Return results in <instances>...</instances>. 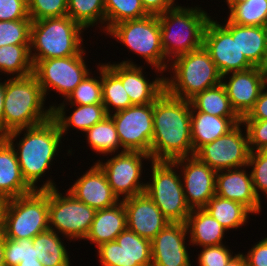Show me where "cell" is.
I'll use <instances>...</instances> for the list:
<instances>
[{"mask_svg": "<svg viewBox=\"0 0 267 266\" xmlns=\"http://www.w3.org/2000/svg\"><path fill=\"white\" fill-rule=\"evenodd\" d=\"M191 138V103L164 91L153 103V161H174L194 156Z\"/></svg>", "mask_w": 267, "mask_h": 266, "instance_id": "1", "label": "cell"}, {"mask_svg": "<svg viewBox=\"0 0 267 266\" xmlns=\"http://www.w3.org/2000/svg\"><path fill=\"white\" fill-rule=\"evenodd\" d=\"M22 132L24 136L19 140V143L15 142V144L14 141L17 140L18 136L20 138ZM62 138L59 127L52 118L40 125L17 129L6 134V141L16 153L21 174L33 190L56 188L51 178L41 187H38L37 184L58 155Z\"/></svg>", "mask_w": 267, "mask_h": 266, "instance_id": "2", "label": "cell"}, {"mask_svg": "<svg viewBox=\"0 0 267 266\" xmlns=\"http://www.w3.org/2000/svg\"><path fill=\"white\" fill-rule=\"evenodd\" d=\"M46 99L33 73L5 80L3 133L49 121L52 118V106L45 109Z\"/></svg>", "mask_w": 267, "mask_h": 266, "instance_id": "3", "label": "cell"}, {"mask_svg": "<svg viewBox=\"0 0 267 266\" xmlns=\"http://www.w3.org/2000/svg\"><path fill=\"white\" fill-rule=\"evenodd\" d=\"M157 16L161 45L168 62L203 46L204 30L211 18L205 10L175 5Z\"/></svg>", "mask_w": 267, "mask_h": 266, "instance_id": "4", "label": "cell"}, {"mask_svg": "<svg viewBox=\"0 0 267 266\" xmlns=\"http://www.w3.org/2000/svg\"><path fill=\"white\" fill-rule=\"evenodd\" d=\"M84 29L67 15L32 21L30 57L33 66L39 60L81 54ZM32 51H35L32 53Z\"/></svg>", "mask_w": 267, "mask_h": 266, "instance_id": "5", "label": "cell"}, {"mask_svg": "<svg viewBox=\"0 0 267 266\" xmlns=\"http://www.w3.org/2000/svg\"><path fill=\"white\" fill-rule=\"evenodd\" d=\"M169 64L173 76H165V91L173 97L190 100L222 82V76L203 46L176 57Z\"/></svg>", "mask_w": 267, "mask_h": 266, "instance_id": "6", "label": "cell"}, {"mask_svg": "<svg viewBox=\"0 0 267 266\" xmlns=\"http://www.w3.org/2000/svg\"><path fill=\"white\" fill-rule=\"evenodd\" d=\"M49 229L48 189L2 202L1 233L8 239H33Z\"/></svg>", "mask_w": 267, "mask_h": 266, "instance_id": "7", "label": "cell"}, {"mask_svg": "<svg viewBox=\"0 0 267 266\" xmlns=\"http://www.w3.org/2000/svg\"><path fill=\"white\" fill-rule=\"evenodd\" d=\"M106 34L113 36L128 47L127 49L143 57L146 63L155 68V72L163 74L162 72L170 69L161 45L160 23L157 15L119 22Z\"/></svg>", "mask_w": 267, "mask_h": 266, "instance_id": "8", "label": "cell"}, {"mask_svg": "<svg viewBox=\"0 0 267 266\" xmlns=\"http://www.w3.org/2000/svg\"><path fill=\"white\" fill-rule=\"evenodd\" d=\"M173 161L151 160V178L145 193L171 223H186L191 212L187 205L183 185ZM177 172V173H176Z\"/></svg>", "mask_w": 267, "mask_h": 266, "instance_id": "9", "label": "cell"}, {"mask_svg": "<svg viewBox=\"0 0 267 266\" xmlns=\"http://www.w3.org/2000/svg\"><path fill=\"white\" fill-rule=\"evenodd\" d=\"M48 208L50 230L62 234L67 240H85L95 209L77 200L69 191L62 195L58 188L48 189Z\"/></svg>", "mask_w": 267, "mask_h": 266, "instance_id": "10", "label": "cell"}, {"mask_svg": "<svg viewBox=\"0 0 267 266\" xmlns=\"http://www.w3.org/2000/svg\"><path fill=\"white\" fill-rule=\"evenodd\" d=\"M85 53L84 50L79 55L39 60L33 66V74L45 98L51 89H54L66 99L85 76L92 73L89 72L88 65L86 66L85 57H83Z\"/></svg>", "mask_w": 267, "mask_h": 266, "instance_id": "11", "label": "cell"}, {"mask_svg": "<svg viewBox=\"0 0 267 266\" xmlns=\"http://www.w3.org/2000/svg\"><path fill=\"white\" fill-rule=\"evenodd\" d=\"M145 159L152 160L149 154L142 151H125L116 153L105 162L98 160L96 163L104 171L108 184L121 201L145 193L146 184L140 181Z\"/></svg>", "mask_w": 267, "mask_h": 266, "instance_id": "12", "label": "cell"}, {"mask_svg": "<svg viewBox=\"0 0 267 266\" xmlns=\"http://www.w3.org/2000/svg\"><path fill=\"white\" fill-rule=\"evenodd\" d=\"M121 143V152L142 151L150 155L153 135V103L132 105L110 114Z\"/></svg>", "mask_w": 267, "mask_h": 266, "instance_id": "13", "label": "cell"}, {"mask_svg": "<svg viewBox=\"0 0 267 266\" xmlns=\"http://www.w3.org/2000/svg\"><path fill=\"white\" fill-rule=\"evenodd\" d=\"M242 122L225 135L203 145L195 156L215 171L246 167L250 149L247 131L242 133Z\"/></svg>", "mask_w": 267, "mask_h": 266, "instance_id": "14", "label": "cell"}, {"mask_svg": "<svg viewBox=\"0 0 267 266\" xmlns=\"http://www.w3.org/2000/svg\"><path fill=\"white\" fill-rule=\"evenodd\" d=\"M219 23L211 18L208 20L203 34V47L209 52L222 80H225L228 73L244 71L254 66L240 52L237 36H232V33Z\"/></svg>", "mask_w": 267, "mask_h": 266, "instance_id": "15", "label": "cell"}, {"mask_svg": "<svg viewBox=\"0 0 267 266\" xmlns=\"http://www.w3.org/2000/svg\"><path fill=\"white\" fill-rule=\"evenodd\" d=\"M97 249L103 266H152L151 241L127 228Z\"/></svg>", "mask_w": 267, "mask_h": 266, "instance_id": "16", "label": "cell"}, {"mask_svg": "<svg viewBox=\"0 0 267 266\" xmlns=\"http://www.w3.org/2000/svg\"><path fill=\"white\" fill-rule=\"evenodd\" d=\"M173 162L177 165V170L181 169L180 176H183L181 180L187 205L190 209L204 208L216 195L217 171L201 162L195 155L178 158Z\"/></svg>", "mask_w": 267, "mask_h": 266, "instance_id": "17", "label": "cell"}, {"mask_svg": "<svg viewBox=\"0 0 267 266\" xmlns=\"http://www.w3.org/2000/svg\"><path fill=\"white\" fill-rule=\"evenodd\" d=\"M228 74V82L222 80L221 83L233 110L242 119L253 108L261 90L267 85V71L265 68L252 67Z\"/></svg>", "mask_w": 267, "mask_h": 266, "instance_id": "18", "label": "cell"}, {"mask_svg": "<svg viewBox=\"0 0 267 266\" xmlns=\"http://www.w3.org/2000/svg\"><path fill=\"white\" fill-rule=\"evenodd\" d=\"M105 65L121 80L132 105L154 103L165 91L164 76L158 75L160 77H156L151 82L144 76L143 67L129 59L120 63L111 64L108 62Z\"/></svg>", "mask_w": 267, "mask_h": 266, "instance_id": "19", "label": "cell"}, {"mask_svg": "<svg viewBox=\"0 0 267 266\" xmlns=\"http://www.w3.org/2000/svg\"><path fill=\"white\" fill-rule=\"evenodd\" d=\"M186 223L169 222L152 240V266H191Z\"/></svg>", "mask_w": 267, "mask_h": 266, "instance_id": "20", "label": "cell"}, {"mask_svg": "<svg viewBox=\"0 0 267 266\" xmlns=\"http://www.w3.org/2000/svg\"><path fill=\"white\" fill-rule=\"evenodd\" d=\"M122 201L126 210L127 229L142 238L151 241L169 223L146 193Z\"/></svg>", "mask_w": 267, "mask_h": 266, "instance_id": "21", "label": "cell"}, {"mask_svg": "<svg viewBox=\"0 0 267 266\" xmlns=\"http://www.w3.org/2000/svg\"><path fill=\"white\" fill-rule=\"evenodd\" d=\"M72 187L67 189L77 200L95 210L109 208L120 202L108 184L107 177L101 167L95 163Z\"/></svg>", "mask_w": 267, "mask_h": 266, "instance_id": "22", "label": "cell"}, {"mask_svg": "<svg viewBox=\"0 0 267 266\" xmlns=\"http://www.w3.org/2000/svg\"><path fill=\"white\" fill-rule=\"evenodd\" d=\"M240 167L220 170L216 174V195L239 202L246 206L253 214L261 211V200L255 195L251 174ZM225 171V172H224Z\"/></svg>", "mask_w": 267, "mask_h": 266, "instance_id": "23", "label": "cell"}, {"mask_svg": "<svg viewBox=\"0 0 267 266\" xmlns=\"http://www.w3.org/2000/svg\"><path fill=\"white\" fill-rule=\"evenodd\" d=\"M223 25L237 36V45L240 52L254 66L267 67V27L244 26L231 23L228 19Z\"/></svg>", "mask_w": 267, "mask_h": 266, "instance_id": "24", "label": "cell"}, {"mask_svg": "<svg viewBox=\"0 0 267 266\" xmlns=\"http://www.w3.org/2000/svg\"><path fill=\"white\" fill-rule=\"evenodd\" d=\"M241 118H228L195 111L191 107V138L193 152L233 129Z\"/></svg>", "mask_w": 267, "mask_h": 266, "instance_id": "25", "label": "cell"}, {"mask_svg": "<svg viewBox=\"0 0 267 266\" xmlns=\"http://www.w3.org/2000/svg\"><path fill=\"white\" fill-rule=\"evenodd\" d=\"M32 191L21 174L14 148L5 141L0 146V202Z\"/></svg>", "mask_w": 267, "mask_h": 266, "instance_id": "26", "label": "cell"}, {"mask_svg": "<svg viewBox=\"0 0 267 266\" xmlns=\"http://www.w3.org/2000/svg\"><path fill=\"white\" fill-rule=\"evenodd\" d=\"M127 228L126 210L121 200L116 205L96 210L90 231L85 240L100 246L115 241L116 237Z\"/></svg>", "mask_w": 267, "mask_h": 266, "instance_id": "27", "label": "cell"}, {"mask_svg": "<svg viewBox=\"0 0 267 266\" xmlns=\"http://www.w3.org/2000/svg\"><path fill=\"white\" fill-rule=\"evenodd\" d=\"M74 106L72 114L66 116V104L52 105V119L57 123L59 130L64 136L71 127L77 128L78 131L83 133L90 129L93 125L102 121L108 116L103 104H89V105H70Z\"/></svg>", "mask_w": 267, "mask_h": 266, "instance_id": "28", "label": "cell"}, {"mask_svg": "<svg viewBox=\"0 0 267 266\" xmlns=\"http://www.w3.org/2000/svg\"><path fill=\"white\" fill-rule=\"evenodd\" d=\"M186 226L190 245L199 247L216 246L223 244L225 229L204 208L191 209Z\"/></svg>", "mask_w": 267, "mask_h": 266, "instance_id": "29", "label": "cell"}, {"mask_svg": "<svg viewBox=\"0 0 267 266\" xmlns=\"http://www.w3.org/2000/svg\"><path fill=\"white\" fill-rule=\"evenodd\" d=\"M204 209L215 218L225 229H237L242 227L249 219V214H253L243 204L229 199L221 198L217 195L212 197Z\"/></svg>", "mask_w": 267, "mask_h": 266, "instance_id": "30", "label": "cell"}, {"mask_svg": "<svg viewBox=\"0 0 267 266\" xmlns=\"http://www.w3.org/2000/svg\"><path fill=\"white\" fill-rule=\"evenodd\" d=\"M62 240L58 233L50 229L39 233L32 239L37 258L43 266L71 265L69 260L70 255H68L69 253Z\"/></svg>", "mask_w": 267, "mask_h": 266, "instance_id": "31", "label": "cell"}, {"mask_svg": "<svg viewBox=\"0 0 267 266\" xmlns=\"http://www.w3.org/2000/svg\"><path fill=\"white\" fill-rule=\"evenodd\" d=\"M189 101L195 111L220 117L240 118L233 110L222 83L196 94Z\"/></svg>", "mask_w": 267, "mask_h": 266, "instance_id": "32", "label": "cell"}, {"mask_svg": "<svg viewBox=\"0 0 267 266\" xmlns=\"http://www.w3.org/2000/svg\"><path fill=\"white\" fill-rule=\"evenodd\" d=\"M0 72L15 77L33 73L30 45H5L0 47Z\"/></svg>", "mask_w": 267, "mask_h": 266, "instance_id": "33", "label": "cell"}, {"mask_svg": "<svg viewBox=\"0 0 267 266\" xmlns=\"http://www.w3.org/2000/svg\"><path fill=\"white\" fill-rule=\"evenodd\" d=\"M86 134V141L97 154H111L121 147L118 133L114 121L110 115L106 116L102 121L93 125L90 129L84 132Z\"/></svg>", "mask_w": 267, "mask_h": 266, "instance_id": "34", "label": "cell"}, {"mask_svg": "<svg viewBox=\"0 0 267 266\" xmlns=\"http://www.w3.org/2000/svg\"><path fill=\"white\" fill-rule=\"evenodd\" d=\"M67 16L84 29L99 22L106 33L104 0H67Z\"/></svg>", "mask_w": 267, "mask_h": 266, "instance_id": "35", "label": "cell"}, {"mask_svg": "<svg viewBox=\"0 0 267 266\" xmlns=\"http://www.w3.org/2000/svg\"><path fill=\"white\" fill-rule=\"evenodd\" d=\"M101 83L103 105L108 115L132 106L130 97L126 93L121 80L105 63L101 64Z\"/></svg>", "mask_w": 267, "mask_h": 266, "instance_id": "36", "label": "cell"}, {"mask_svg": "<svg viewBox=\"0 0 267 266\" xmlns=\"http://www.w3.org/2000/svg\"><path fill=\"white\" fill-rule=\"evenodd\" d=\"M231 23L244 26L267 27V0H248L236 5H227Z\"/></svg>", "mask_w": 267, "mask_h": 266, "instance_id": "37", "label": "cell"}, {"mask_svg": "<svg viewBox=\"0 0 267 266\" xmlns=\"http://www.w3.org/2000/svg\"><path fill=\"white\" fill-rule=\"evenodd\" d=\"M104 6L106 31L119 22L141 19L149 15L140 0H104Z\"/></svg>", "mask_w": 267, "mask_h": 266, "instance_id": "38", "label": "cell"}, {"mask_svg": "<svg viewBox=\"0 0 267 266\" xmlns=\"http://www.w3.org/2000/svg\"><path fill=\"white\" fill-rule=\"evenodd\" d=\"M99 75L96 79L90 73L77 85V87L64 99L63 103L69 105L103 104L101 64H98ZM66 100V101H65ZM67 102V103H66Z\"/></svg>", "mask_w": 267, "mask_h": 266, "instance_id": "39", "label": "cell"}, {"mask_svg": "<svg viewBox=\"0 0 267 266\" xmlns=\"http://www.w3.org/2000/svg\"><path fill=\"white\" fill-rule=\"evenodd\" d=\"M31 19L0 21V47L30 45Z\"/></svg>", "mask_w": 267, "mask_h": 266, "instance_id": "40", "label": "cell"}, {"mask_svg": "<svg viewBox=\"0 0 267 266\" xmlns=\"http://www.w3.org/2000/svg\"><path fill=\"white\" fill-rule=\"evenodd\" d=\"M37 253L32 239H8L5 237V266H17L23 260H35Z\"/></svg>", "mask_w": 267, "mask_h": 266, "instance_id": "41", "label": "cell"}, {"mask_svg": "<svg viewBox=\"0 0 267 266\" xmlns=\"http://www.w3.org/2000/svg\"><path fill=\"white\" fill-rule=\"evenodd\" d=\"M247 166L251 174L255 195L261 200L260 192L267 196V150L250 152Z\"/></svg>", "mask_w": 267, "mask_h": 266, "instance_id": "42", "label": "cell"}, {"mask_svg": "<svg viewBox=\"0 0 267 266\" xmlns=\"http://www.w3.org/2000/svg\"><path fill=\"white\" fill-rule=\"evenodd\" d=\"M32 21L67 15V0H27Z\"/></svg>", "mask_w": 267, "mask_h": 266, "instance_id": "43", "label": "cell"}, {"mask_svg": "<svg viewBox=\"0 0 267 266\" xmlns=\"http://www.w3.org/2000/svg\"><path fill=\"white\" fill-rule=\"evenodd\" d=\"M248 134L250 152L267 150V120H241Z\"/></svg>", "mask_w": 267, "mask_h": 266, "instance_id": "44", "label": "cell"}, {"mask_svg": "<svg viewBox=\"0 0 267 266\" xmlns=\"http://www.w3.org/2000/svg\"><path fill=\"white\" fill-rule=\"evenodd\" d=\"M224 244L216 246L202 247L198 254L199 266H225L229 259L233 256L231 250Z\"/></svg>", "mask_w": 267, "mask_h": 266, "instance_id": "45", "label": "cell"}, {"mask_svg": "<svg viewBox=\"0 0 267 266\" xmlns=\"http://www.w3.org/2000/svg\"><path fill=\"white\" fill-rule=\"evenodd\" d=\"M31 19L27 0H0V21Z\"/></svg>", "mask_w": 267, "mask_h": 266, "instance_id": "46", "label": "cell"}, {"mask_svg": "<svg viewBox=\"0 0 267 266\" xmlns=\"http://www.w3.org/2000/svg\"><path fill=\"white\" fill-rule=\"evenodd\" d=\"M244 257L247 266H267V237L255 243Z\"/></svg>", "mask_w": 267, "mask_h": 266, "instance_id": "47", "label": "cell"}, {"mask_svg": "<svg viewBox=\"0 0 267 266\" xmlns=\"http://www.w3.org/2000/svg\"><path fill=\"white\" fill-rule=\"evenodd\" d=\"M267 85L261 90L258 99L242 120H267Z\"/></svg>", "mask_w": 267, "mask_h": 266, "instance_id": "48", "label": "cell"}, {"mask_svg": "<svg viewBox=\"0 0 267 266\" xmlns=\"http://www.w3.org/2000/svg\"><path fill=\"white\" fill-rule=\"evenodd\" d=\"M149 15H159L174 7L175 0H140Z\"/></svg>", "mask_w": 267, "mask_h": 266, "instance_id": "49", "label": "cell"}, {"mask_svg": "<svg viewBox=\"0 0 267 266\" xmlns=\"http://www.w3.org/2000/svg\"><path fill=\"white\" fill-rule=\"evenodd\" d=\"M225 266H247L243 253L233 255Z\"/></svg>", "mask_w": 267, "mask_h": 266, "instance_id": "50", "label": "cell"}, {"mask_svg": "<svg viewBox=\"0 0 267 266\" xmlns=\"http://www.w3.org/2000/svg\"><path fill=\"white\" fill-rule=\"evenodd\" d=\"M5 99V81L0 82V132L3 133V112Z\"/></svg>", "mask_w": 267, "mask_h": 266, "instance_id": "51", "label": "cell"}, {"mask_svg": "<svg viewBox=\"0 0 267 266\" xmlns=\"http://www.w3.org/2000/svg\"><path fill=\"white\" fill-rule=\"evenodd\" d=\"M5 237L0 233V266H5L4 260Z\"/></svg>", "mask_w": 267, "mask_h": 266, "instance_id": "52", "label": "cell"}, {"mask_svg": "<svg viewBox=\"0 0 267 266\" xmlns=\"http://www.w3.org/2000/svg\"><path fill=\"white\" fill-rule=\"evenodd\" d=\"M17 266H43L42 263L38 260H23Z\"/></svg>", "mask_w": 267, "mask_h": 266, "instance_id": "53", "label": "cell"}, {"mask_svg": "<svg viewBox=\"0 0 267 266\" xmlns=\"http://www.w3.org/2000/svg\"><path fill=\"white\" fill-rule=\"evenodd\" d=\"M248 0H226L227 5H236L238 3H244Z\"/></svg>", "mask_w": 267, "mask_h": 266, "instance_id": "54", "label": "cell"}, {"mask_svg": "<svg viewBox=\"0 0 267 266\" xmlns=\"http://www.w3.org/2000/svg\"><path fill=\"white\" fill-rule=\"evenodd\" d=\"M6 141V134L0 132V146Z\"/></svg>", "mask_w": 267, "mask_h": 266, "instance_id": "55", "label": "cell"}, {"mask_svg": "<svg viewBox=\"0 0 267 266\" xmlns=\"http://www.w3.org/2000/svg\"><path fill=\"white\" fill-rule=\"evenodd\" d=\"M1 212H2V202H0V233H1Z\"/></svg>", "mask_w": 267, "mask_h": 266, "instance_id": "56", "label": "cell"}]
</instances>
